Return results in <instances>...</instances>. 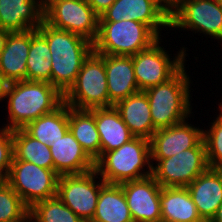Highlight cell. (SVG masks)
I'll return each mask as SVG.
<instances>
[{
  "instance_id": "74e56055",
  "label": "cell",
  "mask_w": 222,
  "mask_h": 222,
  "mask_svg": "<svg viewBox=\"0 0 222 222\" xmlns=\"http://www.w3.org/2000/svg\"><path fill=\"white\" fill-rule=\"evenodd\" d=\"M211 221L212 222H222V203L220 204L215 216L212 218Z\"/></svg>"
},
{
  "instance_id": "7402d4cb",
  "label": "cell",
  "mask_w": 222,
  "mask_h": 222,
  "mask_svg": "<svg viewBox=\"0 0 222 222\" xmlns=\"http://www.w3.org/2000/svg\"><path fill=\"white\" fill-rule=\"evenodd\" d=\"M161 222H198L196 205L186 187H162Z\"/></svg>"
},
{
  "instance_id": "8fae6325",
  "label": "cell",
  "mask_w": 222,
  "mask_h": 222,
  "mask_svg": "<svg viewBox=\"0 0 222 222\" xmlns=\"http://www.w3.org/2000/svg\"><path fill=\"white\" fill-rule=\"evenodd\" d=\"M99 17L86 0L60 1L44 13V21L50 26L80 35L92 43L98 36Z\"/></svg>"
},
{
  "instance_id": "1f68e13d",
  "label": "cell",
  "mask_w": 222,
  "mask_h": 222,
  "mask_svg": "<svg viewBox=\"0 0 222 222\" xmlns=\"http://www.w3.org/2000/svg\"><path fill=\"white\" fill-rule=\"evenodd\" d=\"M13 158V130L2 126L0 128V176L4 180L8 177Z\"/></svg>"
},
{
  "instance_id": "e0dca14e",
  "label": "cell",
  "mask_w": 222,
  "mask_h": 222,
  "mask_svg": "<svg viewBox=\"0 0 222 222\" xmlns=\"http://www.w3.org/2000/svg\"><path fill=\"white\" fill-rule=\"evenodd\" d=\"M186 188L201 219L212 220L222 203V169L208 167Z\"/></svg>"
},
{
  "instance_id": "8992f818",
  "label": "cell",
  "mask_w": 222,
  "mask_h": 222,
  "mask_svg": "<svg viewBox=\"0 0 222 222\" xmlns=\"http://www.w3.org/2000/svg\"><path fill=\"white\" fill-rule=\"evenodd\" d=\"M63 102L79 110L109 107L104 54H98L94 50L90 53L74 84L63 95Z\"/></svg>"
},
{
  "instance_id": "f546056e",
  "label": "cell",
  "mask_w": 222,
  "mask_h": 222,
  "mask_svg": "<svg viewBox=\"0 0 222 222\" xmlns=\"http://www.w3.org/2000/svg\"><path fill=\"white\" fill-rule=\"evenodd\" d=\"M29 215L21 197L4 181L0 184V222H18Z\"/></svg>"
},
{
  "instance_id": "484cf974",
  "label": "cell",
  "mask_w": 222,
  "mask_h": 222,
  "mask_svg": "<svg viewBox=\"0 0 222 222\" xmlns=\"http://www.w3.org/2000/svg\"><path fill=\"white\" fill-rule=\"evenodd\" d=\"M23 130L43 144H52L69 130L68 105L63 102L53 112L28 123Z\"/></svg>"
},
{
  "instance_id": "2e32d148",
  "label": "cell",
  "mask_w": 222,
  "mask_h": 222,
  "mask_svg": "<svg viewBox=\"0 0 222 222\" xmlns=\"http://www.w3.org/2000/svg\"><path fill=\"white\" fill-rule=\"evenodd\" d=\"M54 170L61 175L82 174L95 169V162L83 150L68 130L63 137L49 145Z\"/></svg>"
},
{
  "instance_id": "f1b7e54d",
  "label": "cell",
  "mask_w": 222,
  "mask_h": 222,
  "mask_svg": "<svg viewBox=\"0 0 222 222\" xmlns=\"http://www.w3.org/2000/svg\"><path fill=\"white\" fill-rule=\"evenodd\" d=\"M29 215L32 222H84L57 196L34 204Z\"/></svg>"
},
{
  "instance_id": "f35d334b",
  "label": "cell",
  "mask_w": 222,
  "mask_h": 222,
  "mask_svg": "<svg viewBox=\"0 0 222 222\" xmlns=\"http://www.w3.org/2000/svg\"><path fill=\"white\" fill-rule=\"evenodd\" d=\"M18 222H32L30 215H28L24 220Z\"/></svg>"
},
{
  "instance_id": "4dcf8cb0",
  "label": "cell",
  "mask_w": 222,
  "mask_h": 222,
  "mask_svg": "<svg viewBox=\"0 0 222 222\" xmlns=\"http://www.w3.org/2000/svg\"><path fill=\"white\" fill-rule=\"evenodd\" d=\"M210 129H203V140L206 146L207 163L210 168L222 169V111L219 109Z\"/></svg>"
},
{
  "instance_id": "d590c367",
  "label": "cell",
  "mask_w": 222,
  "mask_h": 222,
  "mask_svg": "<svg viewBox=\"0 0 222 222\" xmlns=\"http://www.w3.org/2000/svg\"><path fill=\"white\" fill-rule=\"evenodd\" d=\"M10 31L0 28V53L4 49Z\"/></svg>"
},
{
  "instance_id": "d6a6232c",
  "label": "cell",
  "mask_w": 222,
  "mask_h": 222,
  "mask_svg": "<svg viewBox=\"0 0 222 222\" xmlns=\"http://www.w3.org/2000/svg\"><path fill=\"white\" fill-rule=\"evenodd\" d=\"M186 0H157L159 7L170 18Z\"/></svg>"
},
{
  "instance_id": "b9f144b4",
  "label": "cell",
  "mask_w": 222,
  "mask_h": 222,
  "mask_svg": "<svg viewBox=\"0 0 222 222\" xmlns=\"http://www.w3.org/2000/svg\"><path fill=\"white\" fill-rule=\"evenodd\" d=\"M5 180L0 176V184L3 183Z\"/></svg>"
},
{
  "instance_id": "7a4b0ae2",
  "label": "cell",
  "mask_w": 222,
  "mask_h": 222,
  "mask_svg": "<svg viewBox=\"0 0 222 222\" xmlns=\"http://www.w3.org/2000/svg\"><path fill=\"white\" fill-rule=\"evenodd\" d=\"M5 100L8 118L3 125L15 130L53 112L63 103V95L50 83L23 80L9 83Z\"/></svg>"
},
{
  "instance_id": "4fadbf2b",
  "label": "cell",
  "mask_w": 222,
  "mask_h": 222,
  "mask_svg": "<svg viewBox=\"0 0 222 222\" xmlns=\"http://www.w3.org/2000/svg\"><path fill=\"white\" fill-rule=\"evenodd\" d=\"M122 20L138 21L148 25L159 37L162 28H169L170 18L159 7L157 0H116L99 17V22Z\"/></svg>"
},
{
  "instance_id": "ffe728a7",
  "label": "cell",
  "mask_w": 222,
  "mask_h": 222,
  "mask_svg": "<svg viewBox=\"0 0 222 222\" xmlns=\"http://www.w3.org/2000/svg\"><path fill=\"white\" fill-rule=\"evenodd\" d=\"M44 21L40 0H0V28L10 31L37 29Z\"/></svg>"
},
{
  "instance_id": "d4e9b609",
  "label": "cell",
  "mask_w": 222,
  "mask_h": 222,
  "mask_svg": "<svg viewBox=\"0 0 222 222\" xmlns=\"http://www.w3.org/2000/svg\"><path fill=\"white\" fill-rule=\"evenodd\" d=\"M90 222H133L120 184L105 183L101 187L96 210Z\"/></svg>"
},
{
  "instance_id": "ba28073f",
  "label": "cell",
  "mask_w": 222,
  "mask_h": 222,
  "mask_svg": "<svg viewBox=\"0 0 222 222\" xmlns=\"http://www.w3.org/2000/svg\"><path fill=\"white\" fill-rule=\"evenodd\" d=\"M59 175L34 163L13 160L6 182L30 209L34 204L57 196Z\"/></svg>"
},
{
  "instance_id": "3957f363",
  "label": "cell",
  "mask_w": 222,
  "mask_h": 222,
  "mask_svg": "<svg viewBox=\"0 0 222 222\" xmlns=\"http://www.w3.org/2000/svg\"><path fill=\"white\" fill-rule=\"evenodd\" d=\"M185 65L167 82L150 87L146 93L156 130L181 123L191 117V78Z\"/></svg>"
},
{
  "instance_id": "836d02e7",
  "label": "cell",
  "mask_w": 222,
  "mask_h": 222,
  "mask_svg": "<svg viewBox=\"0 0 222 222\" xmlns=\"http://www.w3.org/2000/svg\"><path fill=\"white\" fill-rule=\"evenodd\" d=\"M91 8L99 15L106 11L116 0H86Z\"/></svg>"
},
{
  "instance_id": "44dd1931",
  "label": "cell",
  "mask_w": 222,
  "mask_h": 222,
  "mask_svg": "<svg viewBox=\"0 0 222 222\" xmlns=\"http://www.w3.org/2000/svg\"><path fill=\"white\" fill-rule=\"evenodd\" d=\"M121 119L135 137L150 139L156 129L153 126L150 104L144 91H138L114 105Z\"/></svg>"
},
{
  "instance_id": "4316f807",
  "label": "cell",
  "mask_w": 222,
  "mask_h": 222,
  "mask_svg": "<svg viewBox=\"0 0 222 222\" xmlns=\"http://www.w3.org/2000/svg\"><path fill=\"white\" fill-rule=\"evenodd\" d=\"M13 160H21L54 170L49 145L43 144L28 135L23 129L13 130Z\"/></svg>"
},
{
  "instance_id": "d6986e66",
  "label": "cell",
  "mask_w": 222,
  "mask_h": 222,
  "mask_svg": "<svg viewBox=\"0 0 222 222\" xmlns=\"http://www.w3.org/2000/svg\"><path fill=\"white\" fill-rule=\"evenodd\" d=\"M109 107L139 91L132 56L104 55Z\"/></svg>"
},
{
  "instance_id": "52a82bcc",
  "label": "cell",
  "mask_w": 222,
  "mask_h": 222,
  "mask_svg": "<svg viewBox=\"0 0 222 222\" xmlns=\"http://www.w3.org/2000/svg\"><path fill=\"white\" fill-rule=\"evenodd\" d=\"M161 37L150 47L132 55L134 73L139 91L157 86L172 78L187 61L186 48L181 47L180 51L171 58L166 48L160 42ZM161 45V46H160Z\"/></svg>"
},
{
  "instance_id": "9a60e30c",
  "label": "cell",
  "mask_w": 222,
  "mask_h": 222,
  "mask_svg": "<svg viewBox=\"0 0 222 222\" xmlns=\"http://www.w3.org/2000/svg\"><path fill=\"white\" fill-rule=\"evenodd\" d=\"M188 119L167 128L158 129L149 139L151 159H165L194 148L203 139V129L188 124Z\"/></svg>"
},
{
  "instance_id": "60d3db41",
  "label": "cell",
  "mask_w": 222,
  "mask_h": 222,
  "mask_svg": "<svg viewBox=\"0 0 222 222\" xmlns=\"http://www.w3.org/2000/svg\"><path fill=\"white\" fill-rule=\"evenodd\" d=\"M219 105V109L222 111V102H220V104H218Z\"/></svg>"
},
{
  "instance_id": "6da1fadb",
  "label": "cell",
  "mask_w": 222,
  "mask_h": 222,
  "mask_svg": "<svg viewBox=\"0 0 222 222\" xmlns=\"http://www.w3.org/2000/svg\"><path fill=\"white\" fill-rule=\"evenodd\" d=\"M37 31L47 40L51 52V84L64 95L74 84L85 59L94 50L88 39L54 28L45 21Z\"/></svg>"
},
{
  "instance_id": "277c9868",
  "label": "cell",
  "mask_w": 222,
  "mask_h": 222,
  "mask_svg": "<svg viewBox=\"0 0 222 222\" xmlns=\"http://www.w3.org/2000/svg\"><path fill=\"white\" fill-rule=\"evenodd\" d=\"M95 170L105 183L110 184H121L151 176L149 139L134 137L118 149L101 153L95 161Z\"/></svg>"
},
{
  "instance_id": "30bf717a",
  "label": "cell",
  "mask_w": 222,
  "mask_h": 222,
  "mask_svg": "<svg viewBox=\"0 0 222 222\" xmlns=\"http://www.w3.org/2000/svg\"><path fill=\"white\" fill-rule=\"evenodd\" d=\"M98 176L99 174L93 169L82 174L59 177L57 197L84 222L92 220L100 189L105 184V181Z\"/></svg>"
},
{
  "instance_id": "e575fe53",
  "label": "cell",
  "mask_w": 222,
  "mask_h": 222,
  "mask_svg": "<svg viewBox=\"0 0 222 222\" xmlns=\"http://www.w3.org/2000/svg\"><path fill=\"white\" fill-rule=\"evenodd\" d=\"M9 83L0 76V101L6 99V93Z\"/></svg>"
},
{
  "instance_id": "5bb4252c",
  "label": "cell",
  "mask_w": 222,
  "mask_h": 222,
  "mask_svg": "<svg viewBox=\"0 0 222 222\" xmlns=\"http://www.w3.org/2000/svg\"><path fill=\"white\" fill-rule=\"evenodd\" d=\"M133 222H161V186L151 175L120 184Z\"/></svg>"
},
{
  "instance_id": "8d00e7d4",
  "label": "cell",
  "mask_w": 222,
  "mask_h": 222,
  "mask_svg": "<svg viewBox=\"0 0 222 222\" xmlns=\"http://www.w3.org/2000/svg\"><path fill=\"white\" fill-rule=\"evenodd\" d=\"M65 0H40L41 8L45 13L53 4Z\"/></svg>"
},
{
  "instance_id": "9c48e42d",
  "label": "cell",
  "mask_w": 222,
  "mask_h": 222,
  "mask_svg": "<svg viewBox=\"0 0 222 222\" xmlns=\"http://www.w3.org/2000/svg\"><path fill=\"white\" fill-rule=\"evenodd\" d=\"M151 163L152 176L161 187H187L209 167L203 139L194 148L170 158L151 159Z\"/></svg>"
},
{
  "instance_id": "83f0119b",
  "label": "cell",
  "mask_w": 222,
  "mask_h": 222,
  "mask_svg": "<svg viewBox=\"0 0 222 222\" xmlns=\"http://www.w3.org/2000/svg\"><path fill=\"white\" fill-rule=\"evenodd\" d=\"M51 52L47 40L31 29V44L27 58V80L51 84Z\"/></svg>"
},
{
  "instance_id": "603a6c76",
  "label": "cell",
  "mask_w": 222,
  "mask_h": 222,
  "mask_svg": "<svg viewBox=\"0 0 222 222\" xmlns=\"http://www.w3.org/2000/svg\"><path fill=\"white\" fill-rule=\"evenodd\" d=\"M95 123L100 137L101 153L118 149L135 137L114 106L95 108Z\"/></svg>"
},
{
  "instance_id": "cb8c5ba5",
  "label": "cell",
  "mask_w": 222,
  "mask_h": 222,
  "mask_svg": "<svg viewBox=\"0 0 222 222\" xmlns=\"http://www.w3.org/2000/svg\"><path fill=\"white\" fill-rule=\"evenodd\" d=\"M69 130L95 162L101 155L100 137L95 123V108L79 110L68 106Z\"/></svg>"
},
{
  "instance_id": "ab89813d",
  "label": "cell",
  "mask_w": 222,
  "mask_h": 222,
  "mask_svg": "<svg viewBox=\"0 0 222 222\" xmlns=\"http://www.w3.org/2000/svg\"><path fill=\"white\" fill-rule=\"evenodd\" d=\"M198 222H212L211 220H209V219H201L200 221H198Z\"/></svg>"
},
{
  "instance_id": "7c38bea8",
  "label": "cell",
  "mask_w": 222,
  "mask_h": 222,
  "mask_svg": "<svg viewBox=\"0 0 222 222\" xmlns=\"http://www.w3.org/2000/svg\"><path fill=\"white\" fill-rule=\"evenodd\" d=\"M170 28L203 33L222 41V6L219 0H186L170 17Z\"/></svg>"
},
{
  "instance_id": "5b68a950",
  "label": "cell",
  "mask_w": 222,
  "mask_h": 222,
  "mask_svg": "<svg viewBox=\"0 0 222 222\" xmlns=\"http://www.w3.org/2000/svg\"><path fill=\"white\" fill-rule=\"evenodd\" d=\"M159 38L148 25L138 21L99 22L93 47L98 54L132 56L147 49Z\"/></svg>"
},
{
  "instance_id": "ac0fdd59",
  "label": "cell",
  "mask_w": 222,
  "mask_h": 222,
  "mask_svg": "<svg viewBox=\"0 0 222 222\" xmlns=\"http://www.w3.org/2000/svg\"><path fill=\"white\" fill-rule=\"evenodd\" d=\"M31 29L10 32L0 53V76L8 83L27 80V58Z\"/></svg>"
}]
</instances>
